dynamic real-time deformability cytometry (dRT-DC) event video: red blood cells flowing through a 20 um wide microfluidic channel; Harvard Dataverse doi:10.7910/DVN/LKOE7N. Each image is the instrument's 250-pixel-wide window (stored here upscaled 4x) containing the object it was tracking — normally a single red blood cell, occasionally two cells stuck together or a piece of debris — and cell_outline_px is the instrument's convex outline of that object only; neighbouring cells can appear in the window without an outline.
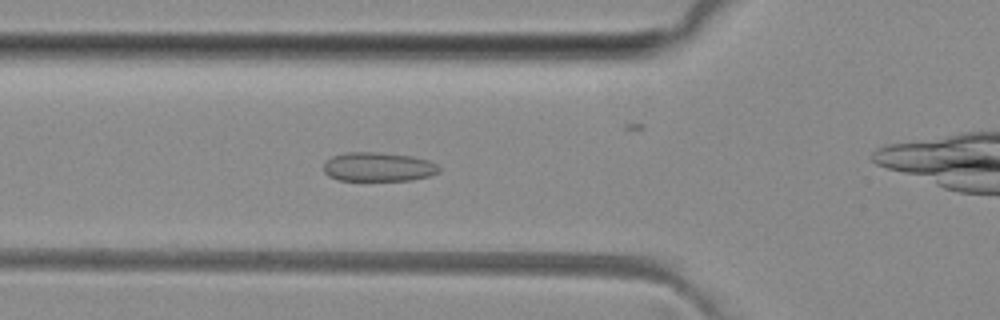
{"species": "common noctule bat (a hibernating species)", "species_latin": "Nyctalus noctula", "temperature_condition": "room temperature", "stored_images_in_passage": 34, "camera_frame_rate_fps": 3000, "um_per_image_px": 0.085, "animal": {"sex": "female", "body_mass_g": 29.2, "forearm_length_mm": 56.3}, "frame": {"image": 1, "passage_image": 11, "time_ms": 3.333, "image_size_px": [1000, 320], "cell_outline_px": [[440, 172], [428, 176], [412, 180], [340, 180], [328, 176], [324, 172], [324, 164], [332, 156], [348, 152], [376, 152], [412, 156], [428, 160], [436, 164], [440, 168]], "centroid_in_image_um": [32.16, 14.18], "position_along_channel_um": 93.6, "area_um2": 19.48}}
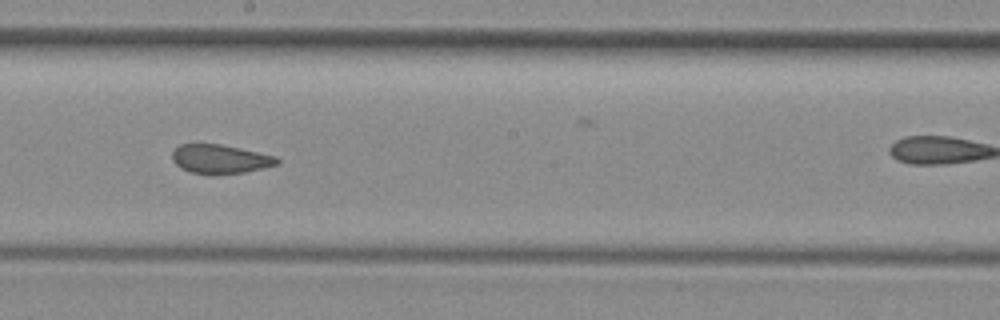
{"frame": {"image": 2, "passage_image": 21, "time_ms": 6.667, "image_size_px": [1000, 320], "cell_outline_px": [[280, 160], [276, 164], [264, 168], [244, 172], [192, 172], [180, 168], [172, 160], [172, 152], [180, 144], [220, 144], [276, 156]], "centroid_in_image_um": [18.7, 13.49], "position_along_channel_um": 229.5, "area_um2": 17.05}}
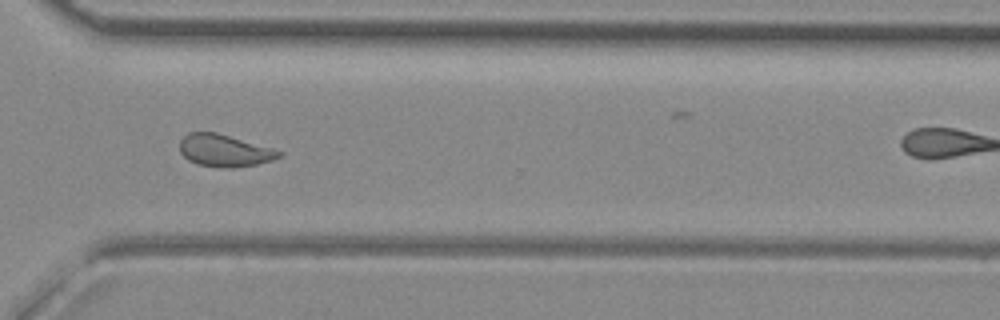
{"frame": {"image": 3, "passage_image": 30, "time_ms": 9.667, "image_size_px": [1000, 320], "cell_outline_px": [[284, 152], [280, 156], [272, 160], [256, 164], [232, 168], [220, 168], [196, 164], [188, 160], [180, 152], [180, 140], [188, 132], [216, 132], [272, 148]], "centroid_in_image_um": [19.05, 12.8], "position_along_channel_um": 351.5, "area_um2": 18.61}}